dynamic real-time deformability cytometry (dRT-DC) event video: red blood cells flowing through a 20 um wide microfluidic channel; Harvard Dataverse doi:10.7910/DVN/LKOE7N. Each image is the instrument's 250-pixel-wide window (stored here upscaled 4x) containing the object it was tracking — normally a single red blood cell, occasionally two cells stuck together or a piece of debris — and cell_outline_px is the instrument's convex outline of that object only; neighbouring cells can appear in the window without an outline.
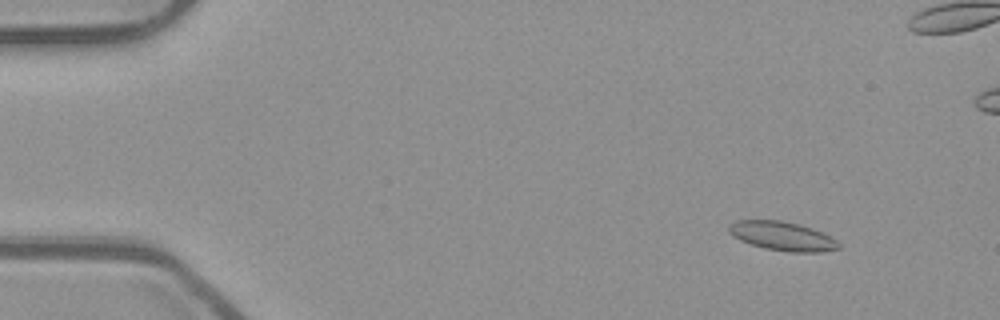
{"species": "common noctule bat (a hibernating species)", "species_latin": "Nyctalus noctula", "temperature_condition": "room temperature", "stored_images_in_passage": 54, "camera_frame_rate_fps": 3000, "um_per_image_px": 0.085, "animal": {"sex": "male", "body_mass_g": 23.1, "forearm_length_mm": 52.7}, "frame": {"image": 1, "passage_image": 5, "time_ms": 1.333, "image_size_px": [1000, 320], "cell_outline_px": [[840, 248], [820, 252], [788, 252], [764, 248], [740, 240], [732, 236], [728, 232], [728, 224], [736, 220], [780, 220], [800, 224], [812, 228], [836, 240], [840, 244]], "centroid_in_image_um": [66.46, 20.06], "position_along_channel_um": 18.5, "area_um2": 18.55}}
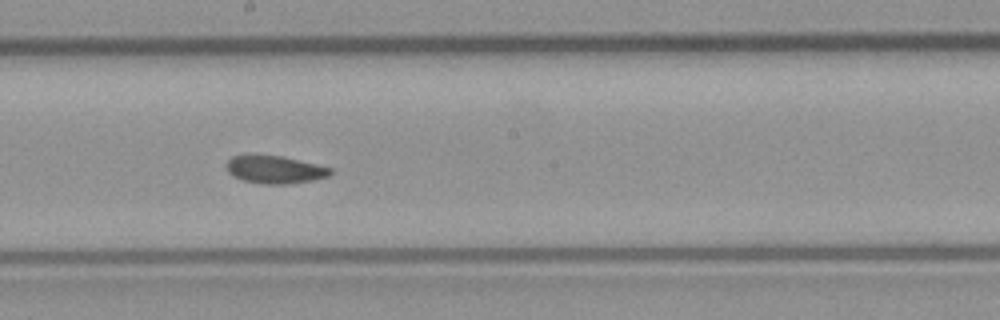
{"frame": {"image": 2, "passage_image": 29, "time_ms": 9.333, "image_size_px": [1000, 320], "cell_outline_px": [[332, 172], [328, 176], [312, 180], [288, 184], [264, 184], [244, 180], [232, 176], [224, 168], [224, 164], [232, 156], [284, 156], [332, 168]], "centroid_in_image_um": [23.34, 14.42], "position_along_channel_um": 224.9, "area_um2": 16.7}}
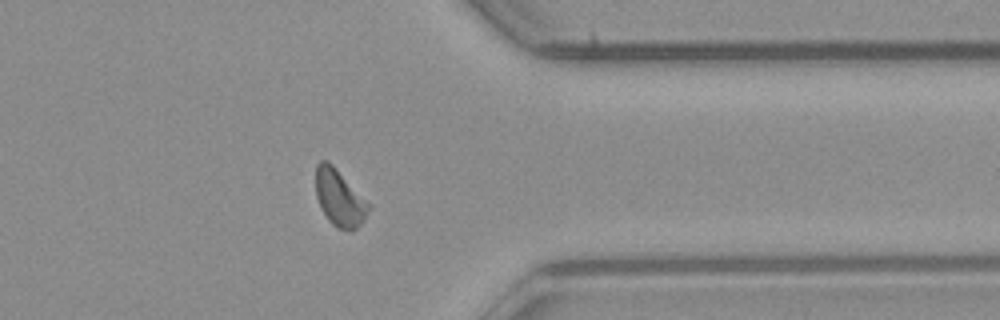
{"frame": {"image": 3, "passage_image": 42, "time_ms": 13.667, "image_size_px": [1000, 320], "cell_outline_px": [[372, 204], [364, 220], [352, 232], [336, 228], [328, 220], [320, 208], [316, 196], [316, 164], [320, 160], [328, 160]], "centroid_in_image_um": [28.87, 16.84], "position_along_channel_um": 382.5, "area_um2": 17.8}, "authors_computed_cell_mechanics": {"area_um2": 17.4556, "velocity_mm_per_s": 3.8669, "shape_relaxation_time_tau1_ms": null, "shape_relaxation_time_tau2_ms": 3.5128, "deformation_change_tau1": null, "deformation_change_tau2": 0.074}}